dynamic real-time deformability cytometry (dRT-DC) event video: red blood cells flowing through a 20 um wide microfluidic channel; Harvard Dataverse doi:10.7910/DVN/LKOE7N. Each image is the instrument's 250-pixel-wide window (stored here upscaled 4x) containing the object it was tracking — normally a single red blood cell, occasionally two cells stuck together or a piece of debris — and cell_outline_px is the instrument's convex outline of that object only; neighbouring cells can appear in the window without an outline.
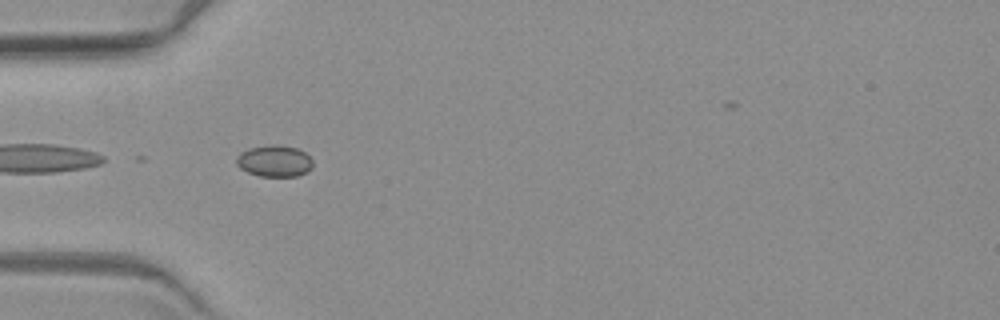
{"species": "common noctule bat (a hibernating species)", "species_latin": "Nyctalus noctula", "temperature_condition": "warm", "stored_images_in_passage": 7, "camera_frame_rate_fps": 3000, "um_per_image_px": 0.085, "animal": {"sex": "female", "body_mass_g": 19.3, "forearm_length_mm": 54.1}, "frame": {"image": 1, "passage_image": 6, "time_ms": 6.667, "image_size_px": [1000, 320], "cell_outline_px": [[312, 168], [308, 172], [296, 176], [260, 176], [248, 172], [240, 168], [236, 164], [236, 156], [240, 152], [248, 148], [272, 144], [276, 144], [296, 148], [304, 152], [312, 160]], "centroid_in_image_um": [23.31, 13.68], "position_along_channel_um": 61.7, "area_um2": 14.1}}